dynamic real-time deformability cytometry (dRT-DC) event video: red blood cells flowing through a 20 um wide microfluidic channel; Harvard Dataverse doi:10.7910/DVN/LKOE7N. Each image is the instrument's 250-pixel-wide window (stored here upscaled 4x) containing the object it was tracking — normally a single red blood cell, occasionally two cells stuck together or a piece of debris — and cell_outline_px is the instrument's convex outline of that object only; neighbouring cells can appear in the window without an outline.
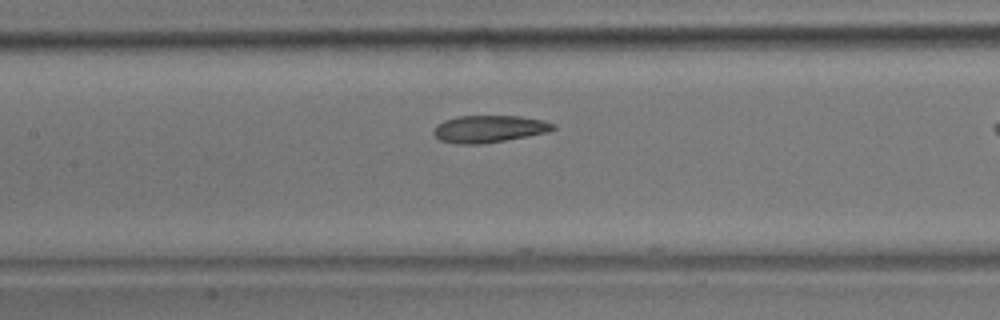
{"species": "common noctule bat (a hibernating species)", "species_latin": "Nyctalus noctula", "temperature_condition": "room temperature", "stored_images_in_passage": 14, "camera_frame_rate_fps": 3000, "um_per_image_px": 0.085, "animal": {"sex": "male", "body_mass_g": 17.9}, "frame": {"image": 1, "passage_image": 12, "time_ms": 3.667, "image_size_px": [1000, 320], "cell_outline_px": [[556, 128], [548, 132], [528, 136], [484, 144], [456, 144], [440, 140], [432, 132], [436, 124], [444, 120], [456, 116], [520, 116], [544, 120], [556, 124]], "centroid_in_image_um": [41.57, 10.95], "position_along_channel_um": 165.8, "area_um2": 19.13}}